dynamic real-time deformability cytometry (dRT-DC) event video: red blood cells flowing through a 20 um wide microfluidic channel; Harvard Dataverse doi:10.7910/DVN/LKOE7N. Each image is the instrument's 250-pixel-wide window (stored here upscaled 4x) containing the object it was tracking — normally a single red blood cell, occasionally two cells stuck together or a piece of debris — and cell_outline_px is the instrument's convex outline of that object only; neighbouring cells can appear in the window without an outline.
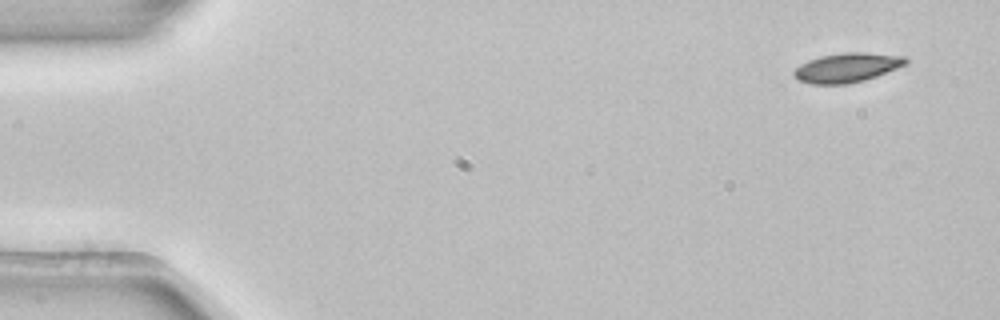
{"species": "common noctule bat (a hibernating species)", "species_latin": "Nyctalus noctula", "temperature_condition": "room temperature", "stored_images_in_passage": 4, "camera_frame_rate_fps": 3000, "um_per_image_px": 0.085, "animal": {"sex": "female", "body_mass_g": 22.7, "forearm_length_mm": 54.2}, "frame": {"image": 1, "passage_image": 1, "time_ms": 0.0, "image_size_px": [1000, 320], "cell_outline_px": [[908, 64], [876, 76], [864, 80], [848, 84], [812, 84], [800, 80], [792, 76], [792, 72], [800, 64], [808, 60], [820, 56], [844, 52], [864, 52], [904, 56], [908, 60]], "centroid_in_image_um": [71.99, 5.74], "position_along_channel_um": 13.0, "area_um2": 19.19}}
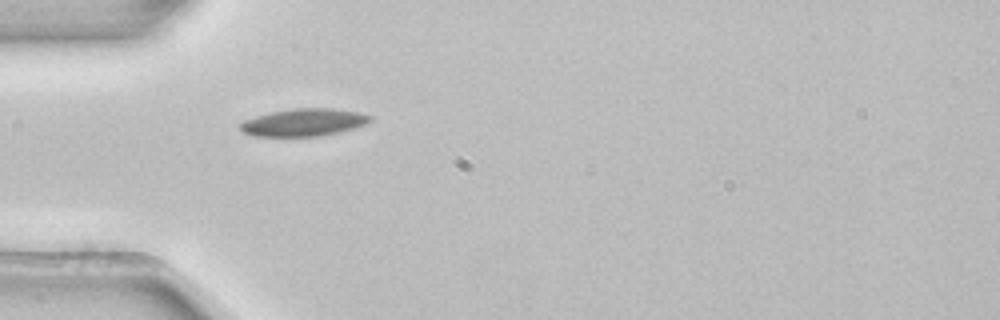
{"frame": {"image": 2, "passage_image": 4, "time_ms": 1.0, "image_size_px": [1000, 320], "cell_outline_px": [[372, 120], [364, 124], [352, 128], [320, 136], [252, 136], [244, 132], [240, 128], [240, 124], [244, 120], [268, 112], [292, 108], [332, 108], [360, 112], [372, 116]], "centroid_in_image_um": [25.8, 10.39], "position_along_channel_um": 59.2, "area_um2": 20.75}}